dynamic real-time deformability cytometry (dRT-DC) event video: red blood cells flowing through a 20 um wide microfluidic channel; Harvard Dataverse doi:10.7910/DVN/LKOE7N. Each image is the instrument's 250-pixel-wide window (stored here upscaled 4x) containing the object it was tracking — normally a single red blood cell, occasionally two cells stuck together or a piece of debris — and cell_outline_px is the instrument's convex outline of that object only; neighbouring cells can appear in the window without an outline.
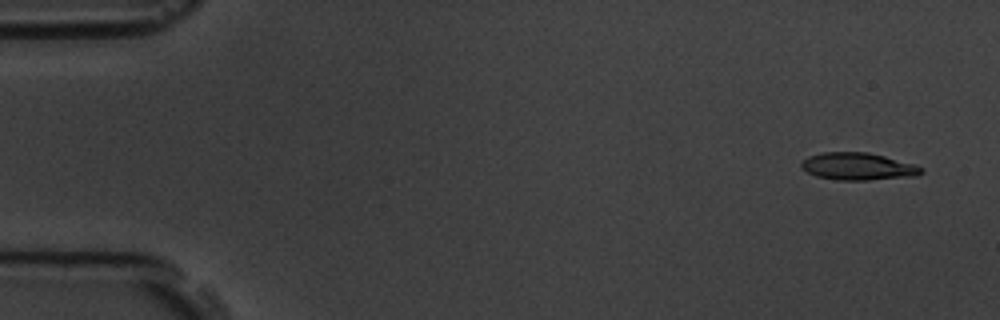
{"species": "common noctule bat (a hibernating species)", "species_latin": "Nyctalus noctula", "temperature_condition": "room temperature", "stored_images_in_passage": 5, "camera_frame_rate_fps": 3000, "um_per_image_px": 0.085, "animal": {"sex": "male", "body_mass_g": 19.5, "forearm_length_mm": 54.6}, "frame": {"image": 1, "passage_image": 1, "time_ms": 0.0, "image_size_px": [1000, 320], "cell_outline_px": [[924, 172], [916, 176], [868, 180], [836, 180], [816, 176], [800, 168], [800, 164], [808, 156], [824, 152], [868, 152], [916, 164], [924, 168]], "centroid_in_image_um": [72.95, 14.15], "position_along_channel_um": 12.0, "area_um2": 19.25}}